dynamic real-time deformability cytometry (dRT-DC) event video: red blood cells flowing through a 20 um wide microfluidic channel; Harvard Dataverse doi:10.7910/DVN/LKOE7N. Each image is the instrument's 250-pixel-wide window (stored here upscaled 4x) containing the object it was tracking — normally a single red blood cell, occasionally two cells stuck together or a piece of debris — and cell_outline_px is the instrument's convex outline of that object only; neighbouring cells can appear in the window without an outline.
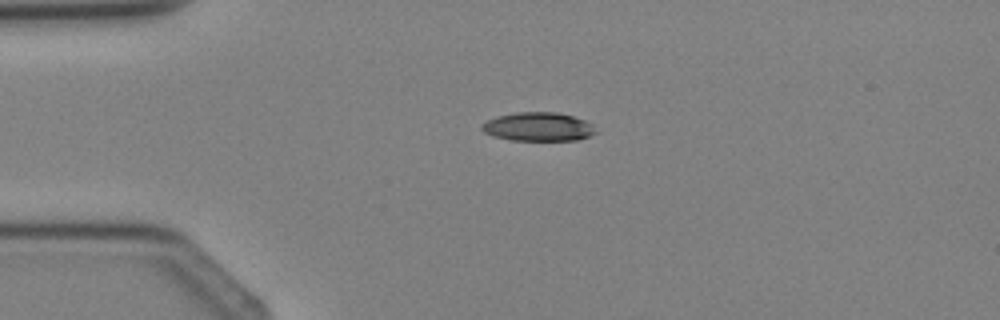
{"species": "Egyptian fruit bat (a non-hibernating species)", "species_latin": "Rousettus aegyptiacus", "temperature_condition": "cold", "stored_images_in_passage": 2, "camera_frame_rate_fps": 3000, "um_per_image_px": 0.085, "animal": {"sex": "female"}, "frame": {"image": 1, "passage_image": 1, "time_ms": 0.0, "image_size_px": [1000, 320], "cell_outline_px": [[596, 132], [588, 136], [576, 140], [512, 140], [492, 136], [484, 132], [480, 128], [480, 124], [496, 116], [516, 112], [556, 112], [572, 116], [584, 120], [592, 124]], "centroid_in_image_um": [45.7, 10.77], "position_along_channel_um": 39.3, "area_um2": 19.02}}